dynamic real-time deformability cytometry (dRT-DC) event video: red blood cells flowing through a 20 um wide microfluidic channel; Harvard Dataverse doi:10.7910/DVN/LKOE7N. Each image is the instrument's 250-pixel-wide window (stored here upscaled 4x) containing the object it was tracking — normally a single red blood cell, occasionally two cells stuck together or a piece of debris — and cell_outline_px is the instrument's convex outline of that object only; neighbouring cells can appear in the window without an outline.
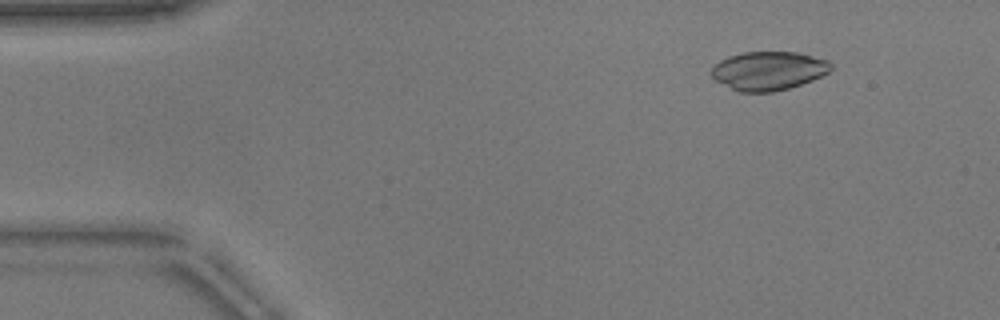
{"species": "common noctule bat (a hibernating species)", "species_latin": "Nyctalus noctula", "temperature_condition": "warm", "stored_images_in_passage": 52, "camera_frame_rate_fps": 3000, "um_per_image_px": 0.085, "animal": {"sex": "male", "body_mass_g": 17.9}, "frame": {"image": 1, "passage_image": 6, "time_ms": 1.667, "image_size_px": [1000, 320], "cell_outline_px": [[832, 68], [828, 72], [812, 80], [788, 88], [772, 92], [740, 92], [716, 80], [708, 72], [720, 60], [728, 56], [744, 52], [796, 52], [828, 60], [832, 64]], "centroid_in_image_um": [65.31, 6.01], "position_along_channel_um": 19.7, "area_um2": 26.76}}
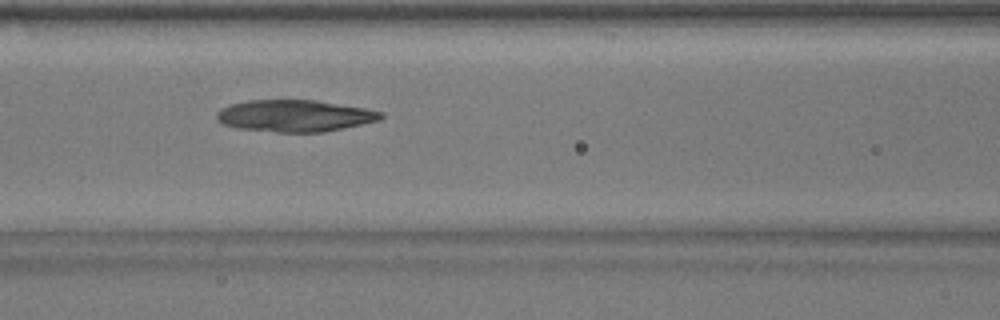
{"frame": {"image": 2, "passage_image": 22, "time_ms": 7.0, "image_size_px": [1000, 320], "cell_outline_px": [[384, 116], [380, 120], [344, 128], [324, 132], [276, 132], [236, 128], [224, 124], [216, 120], [216, 112], [220, 108], [228, 104], [248, 100], [312, 100], [364, 108], [384, 112]], "centroid_in_image_um": [25.01, 9.84], "position_along_channel_um": 141.6, "area_um2": 30.52}}
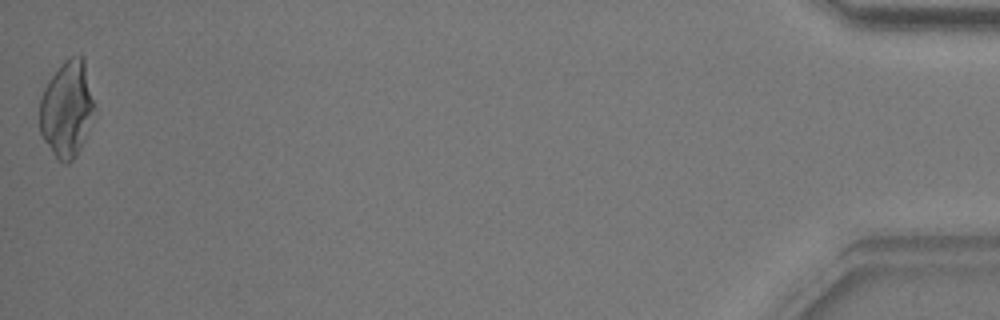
{"frame": {"image": 3, "passage_image": 52, "time_ms": 17.0, "image_size_px": [1000, 320], "cell_outline_px": [[96, 108], [84, 140], [76, 156], [68, 164], [64, 164], [52, 152], [44, 140], [40, 132], [40, 96], [48, 80], [60, 64], [64, 60], [72, 56], [80, 56], [84, 60]], "centroid_in_image_um": [5.68, 9.26], "position_along_channel_um": 429.5, "area_um2": 30.69}}